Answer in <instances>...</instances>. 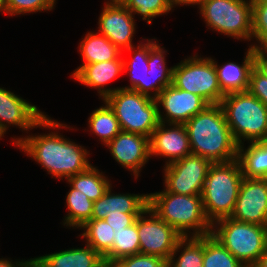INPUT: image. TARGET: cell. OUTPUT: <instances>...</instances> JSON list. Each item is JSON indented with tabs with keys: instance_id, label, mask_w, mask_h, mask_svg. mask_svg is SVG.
I'll use <instances>...</instances> for the list:
<instances>
[{
	"instance_id": "1",
	"label": "cell",
	"mask_w": 267,
	"mask_h": 267,
	"mask_svg": "<svg viewBox=\"0 0 267 267\" xmlns=\"http://www.w3.org/2000/svg\"><path fill=\"white\" fill-rule=\"evenodd\" d=\"M40 127L54 129L55 132L43 134H31L23 137H14L13 145L17 146L28 157L34 159L42 168L46 169L52 175V178L68 179L71 176L82 173L89 169L92 164L89 162V151L82 145L64 138L57 129H73V126H67L53 120L45 115L40 120ZM59 133V134H58Z\"/></svg>"
},
{
	"instance_id": "2",
	"label": "cell",
	"mask_w": 267,
	"mask_h": 267,
	"mask_svg": "<svg viewBox=\"0 0 267 267\" xmlns=\"http://www.w3.org/2000/svg\"><path fill=\"white\" fill-rule=\"evenodd\" d=\"M191 152L212 163L229 162L238 157V144L227 124L220 104L208 105L184 123Z\"/></svg>"
},
{
	"instance_id": "3",
	"label": "cell",
	"mask_w": 267,
	"mask_h": 267,
	"mask_svg": "<svg viewBox=\"0 0 267 267\" xmlns=\"http://www.w3.org/2000/svg\"><path fill=\"white\" fill-rule=\"evenodd\" d=\"M148 207L183 237L211 234L212 224L206 218L201 195H180L163 189L149 193Z\"/></svg>"
},
{
	"instance_id": "4",
	"label": "cell",
	"mask_w": 267,
	"mask_h": 267,
	"mask_svg": "<svg viewBox=\"0 0 267 267\" xmlns=\"http://www.w3.org/2000/svg\"><path fill=\"white\" fill-rule=\"evenodd\" d=\"M243 178L237 159L211 164L201 193L203 209L211 224L233 214Z\"/></svg>"
},
{
	"instance_id": "5",
	"label": "cell",
	"mask_w": 267,
	"mask_h": 267,
	"mask_svg": "<svg viewBox=\"0 0 267 267\" xmlns=\"http://www.w3.org/2000/svg\"><path fill=\"white\" fill-rule=\"evenodd\" d=\"M220 105L238 145L267 140V107L249 91L228 93Z\"/></svg>"
},
{
	"instance_id": "6",
	"label": "cell",
	"mask_w": 267,
	"mask_h": 267,
	"mask_svg": "<svg viewBox=\"0 0 267 267\" xmlns=\"http://www.w3.org/2000/svg\"><path fill=\"white\" fill-rule=\"evenodd\" d=\"M211 235L246 267H253L267 247V226L231 217L215 221Z\"/></svg>"
},
{
	"instance_id": "7",
	"label": "cell",
	"mask_w": 267,
	"mask_h": 267,
	"mask_svg": "<svg viewBox=\"0 0 267 267\" xmlns=\"http://www.w3.org/2000/svg\"><path fill=\"white\" fill-rule=\"evenodd\" d=\"M103 101L114 111L121 131L150 138L160 122L156 99L139 92L121 88Z\"/></svg>"
},
{
	"instance_id": "8",
	"label": "cell",
	"mask_w": 267,
	"mask_h": 267,
	"mask_svg": "<svg viewBox=\"0 0 267 267\" xmlns=\"http://www.w3.org/2000/svg\"><path fill=\"white\" fill-rule=\"evenodd\" d=\"M198 8L208 29L238 40H252L251 0H202Z\"/></svg>"
},
{
	"instance_id": "9",
	"label": "cell",
	"mask_w": 267,
	"mask_h": 267,
	"mask_svg": "<svg viewBox=\"0 0 267 267\" xmlns=\"http://www.w3.org/2000/svg\"><path fill=\"white\" fill-rule=\"evenodd\" d=\"M172 85L202 97L209 105L220 104L226 95L220 88L212 59L197 53L173 66Z\"/></svg>"
},
{
	"instance_id": "10",
	"label": "cell",
	"mask_w": 267,
	"mask_h": 267,
	"mask_svg": "<svg viewBox=\"0 0 267 267\" xmlns=\"http://www.w3.org/2000/svg\"><path fill=\"white\" fill-rule=\"evenodd\" d=\"M211 164L210 160L191 153L164 165V189L180 195H201Z\"/></svg>"
},
{
	"instance_id": "11",
	"label": "cell",
	"mask_w": 267,
	"mask_h": 267,
	"mask_svg": "<svg viewBox=\"0 0 267 267\" xmlns=\"http://www.w3.org/2000/svg\"><path fill=\"white\" fill-rule=\"evenodd\" d=\"M137 231L140 253L157 255L167 261L178 241L183 237L150 207H147L137 218Z\"/></svg>"
},
{
	"instance_id": "12",
	"label": "cell",
	"mask_w": 267,
	"mask_h": 267,
	"mask_svg": "<svg viewBox=\"0 0 267 267\" xmlns=\"http://www.w3.org/2000/svg\"><path fill=\"white\" fill-rule=\"evenodd\" d=\"M230 217L239 222L267 226V178H243Z\"/></svg>"
},
{
	"instance_id": "13",
	"label": "cell",
	"mask_w": 267,
	"mask_h": 267,
	"mask_svg": "<svg viewBox=\"0 0 267 267\" xmlns=\"http://www.w3.org/2000/svg\"><path fill=\"white\" fill-rule=\"evenodd\" d=\"M104 4L98 19V33L124 52L134 46L135 16L121 2L107 1Z\"/></svg>"
},
{
	"instance_id": "14",
	"label": "cell",
	"mask_w": 267,
	"mask_h": 267,
	"mask_svg": "<svg viewBox=\"0 0 267 267\" xmlns=\"http://www.w3.org/2000/svg\"><path fill=\"white\" fill-rule=\"evenodd\" d=\"M156 101L159 121L176 124L186 123L209 105L202 97L176 88L172 84L159 93ZM161 107L162 111L164 109L163 112L160 110Z\"/></svg>"
},
{
	"instance_id": "15",
	"label": "cell",
	"mask_w": 267,
	"mask_h": 267,
	"mask_svg": "<svg viewBox=\"0 0 267 267\" xmlns=\"http://www.w3.org/2000/svg\"><path fill=\"white\" fill-rule=\"evenodd\" d=\"M45 115L46 113L26 99L0 87V131L3 135L11 125L26 133L31 129L40 128V120Z\"/></svg>"
},
{
	"instance_id": "16",
	"label": "cell",
	"mask_w": 267,
	"mask_h": 267,
	"mask_svg": "<svg viewBox=\"0 0 267 267\" xmlns=\"http://www.w3.org/2000/svg\"><path fill=\"white\" fill-rule=\"evenodd\" d=\"M113 159L138 179L141 169L148 163L150 138L140 134L121 131L106 145Z\"/></svg>"
},
{
	"instance_id": "17",
	"label": "cell",
	"mask_w": 267,
	"mask_h": 267,
	"mask_svg": "<svg viewBox=\"0 0 267 267\" xmlns=\"http://www.w3.org/2000/svg\"><path fill=\"white\" fill-rule=\"evenodd\" d=\"M191 153L184 124L159 122L150 137V156L167 158L168 165Z\"/></svg>"
},
{
	"instance_id": "18",
	"label": "cell",
	"mask_w": 267,
	"mask_h": 267,
	"mask_svg": "<svg viewBox=\"0 0 267 267\" xmlns=\"http://www.w3.org/2000/svg\"><path fill=\"white\" fill-rule=\"evenodd\" d=\"M120 55L116 60L97 62L84 65L73 79L78 83L97 89L103 101L107 96L121 87L107 88V84L124 72V59Z\"/></svg>"
},
{
	"instance_id": "19",
	"label": "cell",
	"mask_w": 267,
	"mask_h": 267,
	"mask_svg": "<svg viewBox=\"0 0 267 267\" xmlns=\"http://www.w3.org/2000/svg\"><path fill=\"white\" fill-rule=\"evenodd\" d=\"M111 188L93 202L91 219H104L108 213H142L149 205V194H114Z\"/></svg>"
},
{
	"instance_id": "20",
	"label": "cell",
	"mask_w": 267,
	"mask_h": 267,
	"mask_svg": "<svg viewBox=\"0 0 267 267\" xmlns=\"http://www.w3.org/2000/svg\"><path fill=\"white\" fill-rule=\"evenodd\" d=\"M104 258L93 247L69 248L32 258V267H101Z\"/></svg>"
},
{
	"instance_id": "21",
	"label": "cell",
	"mask_w": 267,
	"mask_h": 267,
	"mask_svg": "<svg viewBox=\"0 0 267 267\" xmlns=\"http://www.w3.org/2000/svg\"><path fill=\"white\" fill-rule=\"evenodd\" d=\"M210 58L214 63L220 88L225 94L248 91L250 74L254 68L253 47L249 46L245 52L242 64L227 62L219 66L215 59Z\"/></svg>"
},
{
	"instance_id": "22",
	"label": "cell",
	"mask_w": 267,
	"mask_h": 267,
	"mask_svg": "<svg viewBox=\"0 0 267 267\" xmlns=\"http://www.w3.org/2000/svg\"><path fill=\"white\" fill-rule=\"evenodd\" d=\"M146 41V43H144ZM139 42L138 46H131L127 52L132 53V59L125 61L124 72L129 71L130 85L122 87L123 89L133 90L140 94L153 98V85H150V75L147 74L149 70V39Z\"/></svg>"
},
{
	"instance_id": "23",
	"label": "cell",
	"mask_w": 267,
	"mask_h": 267,
	"mask_svg": "<svg viewBox=\"0 0 267 267\" xmlns=\"http://www.w3.org/2000/svg\"><path fill=\"white\" fill-rule=\"evenodd\" d=\"M79 45L83 63L74 70L72 77L86 64L116 60L123 54L106 36L98 32H88Z\"/></svg>"
},
{
	"instance_id": "24",
	"label": "cell",
	"mask_w": 267,
	"mask_h": 267,
	"mask_svg": "<svg viewBox=\"0 0 267 267\" xmlns=\"http://www.w3.org/2000/svg\"><path fill=\"white\" fill-rule=\"evenodd\" d=\"M238 146L237 160L242 174L247 178H267V140L251 142L244 148Z\"/></svg>"
},
{
	"instance_id": "25",
	"label": "cell",
	"mask_w": 267,
	"mask_h": 267,
	"mask_svg": "<svg viewBox=\"0 0 267 267\" xmlns=\"http://www.w3.org/2000/svg\"><path fill=\"white\" fill-rule=\"evenodd\" d=\"M153 39H149V70L147 74L150 75V85H153V99H156L165 87L172 84L173 67L169 68L166 65L164 55L167 50L165 51L164 47L155 41L156 38Z\"/></svg>"
},
{
	"instance_id": "26",
	"label": "cell",
	"mask_w": 267,
	"mask_h": 267,
	"mask_svg": "<svg viewBox=\"0 0 267 267\" xmlns=\"http://www.w3.org/2000/svg\"><path fill=\"white\" fill-rule=\"evenodd\" d=\"M203 255L204 236L182 237L171 254L168 267H203Z\"/></svg>"
},
{
	"instance_id": "27",
	"label": "cell",
	"mask_w": 267,
	"mask_h": 267,
	"mask_svg": "<svg viewBox=\"0 0 267 267\" xmlns=\"http://www.w3.org/2000/svg\"><path fill=\"white\" fill-rule=\"evenodd\" d=\"M103 172L93 165L86 171L71 176L67 179L69 185L81 191L93 202L98 200L112 185Z\"/></svg>"
},
{
	"instance_id": "28",
	"label": "cell",
	"mask_w": 267,
	"mask_h": 267,
	"mask_svg": "<svg viewBox=\"0 0 267 267\" xmlns=\"http://www.w3.org/2000/svg\"><path fill=\"white\" fill-rule=\"evenodd\" d=\"M79 229L84 230L79 236L102 257L112 249L115 231L105 219L88 220Z\"/></svg>"
},
{
	"instance_id": "29",
	"label": "cell",
	"mask_w": 267,
	"mask_h": 267,
	"mask_svg": "<svg viewBox=\"0 0 267 267\" xmlns=\"http://www.w3.org/2000/svg\"><path fill=\"white\" fill-rule=\"evenodd\" d=\"M104 105L92 111L88 118L90 133L97 135L104 145L121 132L119 121L114 111L104 101Z\"/></svg>"
},
{
	"instance_id": "30",
	"label": "cell",
	"mask_w": 267,
	"mask_h": 267,
	"mask_svg": "<svg viewBox=\"0 0 267 267\" xmlns=\"http://www.w3.org/2000/svg\"><path fill=\"white\" fill-rule=\"evenodd\" d=\"M66 194L67 215L64 217L63 225L68 228L79 229L86 221L91 220L93 201L81 191L70 185Z\"/></svg>"
},
{
	"instance_id": "31",
	"label": "cell",
	"mask_w": 267,
	"mask_h": 267,
	"mask_svg": "<svg viewBox=\"0 0 267 267\" xmlns=\"http://www.w3.org/2000/svg\"><path fill=\"white\" fill-rule=\"evenodd\" d=\"M112 249L103 257L106 260L118 261L119 259L140 253V241L136 222L126 228L114 230Z\"/></svg>"
},
{
	"instance_id": "32",
	"label": "cell",
	"mask_w": 267,
	"mask_h": 267,
	"mask_svg": "<svg viewBox=\"0 0 267 267\" xmlns=\"http://www.w3.org/2000/svg\"><path fill=\"white\" fill-rule=\"evenodd\" d=\"M203 267H246L211 234L204 236Z\"/></svg>"
},
{
	"instance_id": "33",
	"label": "cell",
	"mask_w": 267,
	"mask_h": 267,
	"mask_svg": "<svg viewBox=\"0 0 267 267\" xmlns=\"http://www.w3.org/2000/svg\"><path fill=\"white\" fill-rule=\"evenodd\" d=\"M121 3L134 15H141L148 24L157 16L174 10L167 0H122Z\"/></svg>"
},
{
	"instance_id": "34",
	"label": "cell",
	"mask_w": 267,
	"mask_h": 267,
	"mask_svg": "<svg viewBox=\"0 0 267 267\" xmlns=\"http://www.w3.org/2000/svg\"><path fill=\"white\" fill-rule=\"evenodd\" d=\"M252 1V40L256 43L251 47L267 46V0Z\"/></svg>"
},
{
	"instance_id": "35",
	"label": "cell",
	"mask_w": 267,
	"mask_h": 267,
	"mask_svg": "<svg viewBox=\"0 0 267 267\" xmlns=\"http://www.w3.org/2000/svg\"><path fill=\"white\" fill-rule=\"evenodd\" d=\"M56 0H7V15H23L52 11Z\"/></svg>"
},
{
	"instance_id": "36",
	"label": "cell",
	"mask_w": 267,
	"mask_h": 267,
	"mask_svg": "<svg viewBox=\"0 0 267 267\" xmlns=\"http://www.w3.org/2000/svg\"><path fill=\"white\" fill-rule=\"evenodd\" d=\"M122 267H168V261L157 255L138 253L118 260Z\"/></svg>"
},
{
	"instance_id": "37",
	"label": "cell",
	"mask_w": 267,
	"mask_h": 267,
	"mask_svg": "<svg viewBox=\"0 0 267 267\" xmlns=\"http://www.w3.org/2000/svg\"><path fill=\"white\" fill-rule=\"evenodd\" d=\"M248 91L267 107V78L255 67L250 74Z\"/></svg>"
},
{
	"instance_id": "38",
	"label": "cell",
	"mask_w": 267,
	"mask_h": 267,
	"mask_svg": "<svg viewBox=\"0 0 267 267\" xmlns=\"http://www.w3.org/2000/svg\"><path fill=\"white\" fill-rule=\"evenodd\" d=\"M140 214L141 213L122 212L120 214L108 213L104 219L113 228V230H120L134 224Z\"/></svg>"
},
{
	"instance_id": "39",
	"label": "cell",
	"mask_w": 267,
	"mask_h": 267,
	"mask_svg": "<svg viewBox=\"0 0 267 267\" xmlns=\"http://www.w3.org/2000/svg\"><path fill=\"white\" fill-rule=\"evenodd\" d=\"M254 67L267 78V47H253Z\"/></svg>"
},
{
	"instance_id": "40",
	"label": "cell",
	"mask_w": 267,
	"mask_h": 267,
	"mask_svg": "<svg viewBox=\"0 0 267 267\" xmlns=\"http://www.w3.org/2000/svg\"><path fill=\"white\" fill-rule=\"evenodd\" d=\"M0 267H32V258L28 260H13L9 258H0Z\"/></svg>"
},
{
	"instance_id": "41",
	"label": "cell",
	"mask_w": 267,
	"mask_h": 267,
	"mask_svg": "<svg viewBox=\"0 0 267 267\" xmlns=\"http://www.w3.org/2000/svg\"><path fill=\"white\" fill-rule=\"evenodd\" d=\"M171 6L174 8L176 6H180V5H199L201 3L202 0H167Z\"/></svg>"
},
{
	"instance_id": "42",
	"label": "cell",
	"mask_w": 267,
	"mask_h": 267,
	"mask_svg": "<svg viewBox=\"0 0 267 267\" xmlns=\"http://www.w3.org/2000/svg\"><path fill=\"white\" fill-rule=\"evenodd\" d=\"M253 267H267V247Z\"/></svg>"
},
{
	"instance_id": "43",
	"label": "cell",
	"mask_w": 267,
	"mask_h": 267,
	"mask_svg": "<svg viewBox=\"0 0 267 267\" xmlns=\"http://www.w3.org/2000/svg\"><path fill=\"white\" fill-rule=\"evenodd\" d=\"M101 267H122V265L118 261L103 259L101 262Z\"/></svg>"
},
{
	"instance_id": "44",
	"label": "cell",
	"mask_w": 267,
	"mask_h": 267,
	"mask_svg": "<svg viewBox=\"0 0 267 267\" xmlns=\"http://www.w3.org/2000/svg\"><path fill=\"white\" fill-rule=\"evenodd\" d=\"M0 12L7 14V0H0Z\"/></svg>"
},
{
	"instance_id": "45",
	"label": "cell",
	"mask_w": 267,
	"mask_h": 267,
	"mask_svg": "<svg viewBox=\"0 0 267 267\" xmlns=\"http://www.w3.org/2000/svg\"><path fill=\"white\" fill-rule=\"evenodd\" d=\"M107 1L121 2L122 0H107Z\"/></svg>"
},
{
	"instance_id": "46",
	"label": "cell",
	"mask_w": 267,
	"mask_h": 267,
	"mask_svg": "<svg viewBox=\"0 0 267 267\" xmlns=\"http://www.w3.org/2000/svg\"><path fill=\"white\" fill-rule=\"evenodd\" d=\"M4 137L3 133L0 131V140Z\"/></svg>"
}]
</instances>
